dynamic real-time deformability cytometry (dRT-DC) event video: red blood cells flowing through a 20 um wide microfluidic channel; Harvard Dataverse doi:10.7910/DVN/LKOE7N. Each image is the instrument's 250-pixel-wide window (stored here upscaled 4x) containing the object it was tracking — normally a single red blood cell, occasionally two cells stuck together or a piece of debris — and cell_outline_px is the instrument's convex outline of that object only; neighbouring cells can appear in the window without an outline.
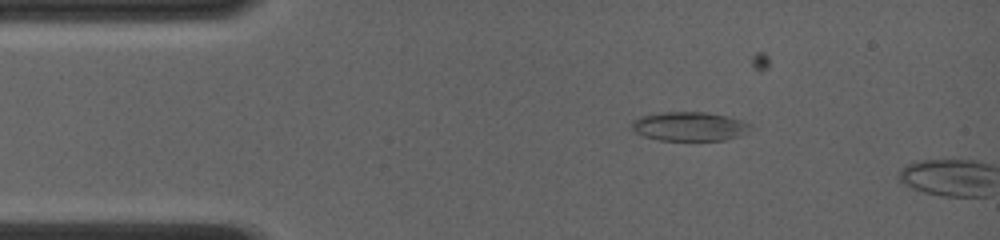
{"species": "common noctule bat (a hibernating species)", "species_latin": "Nyctalus noctula", "temperature_condition": "room temperature", "stored_images_in_passage": 3, "camera_frame_rate_fps": 4000, "um_per_image_px": 0.085, "animal": {"sex": "female", "body_mass_g": 19.0, "forearm_length_mm": 56.7}, "frame": {"image": 1, "passage_image": 1, "time_ms": 0.0, "image_size_px": [1000, 240], "cell_outline_px": [[752, 124], [740, 136], [724, 140], [660, 140], [644, 136], [636, 132], [632, 128], [632, 120], [640, 116], [660, 112], [708, 112], [740, 120]], "centroid_in_image_um": [58.56, 10.74], "position_along_channel_um": 26.4, "area_um2": 19.88}}